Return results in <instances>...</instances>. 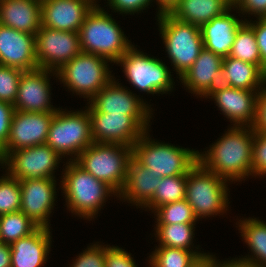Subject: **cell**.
<instances>
[{
    "label": "cell",
    "instance_id": "cell-5",
    "mask_svg": "<svg viewBox=\"0 0 266 267\" xmlns=\"http://www.w3.org/2000/svg\"><path fill=\"white\" fill-rule=\"evenodd\" d=\"M157 21L165 51L180 79L204 48L201 28L180 21L169 12L161 13Z\"/></svg>",
    "mask_w": 266,
    "mask_h": 267
},
{
    "label": "cell",
    "instance_id": "cell-24",
    "mask_svg": "<svg viewBox=\"0 0 266 267\" xmlns=\"http://www.w3.org/2000/svg\"><path fill=\"white\" fill-rule=\"evenodd\" d=\"M161 178L155 177L152 169L141 165L132 156L128 164L126 183L118 198L138 208H144L153 198Z\"/></svg>",
    "mask_w": 266,
    "mask_h": 267
},
{
    "label": "cell",
    "instance_id": "cell-44",
    "mask_svg": "<svg viewBox=\"0 0 266 267\" xmlns=\"http://www.w3.org/2000/svg\"><path fill=\"white\" fill-rule=\"evenodd\" d=\"M252 127L254 132L266 133V81L258 93L256 117Z\"/></svg>",
    "mask_w": 266,
    "mask_h": 267
},
{
    "label": "cell",
    "instance_id": "cell-20",
    "mask_svg": "<svg viewBox=\"0 0 266 267\" xmlns=\"http://www.w3.org/2000/svg\"><path fill=\"white\" fill-rule=\"evenodd\" d=\"M0 65L23 71L37 69L35 34L0 24Z\"/></svg>",
    "mask_w": 266,
    "mask_h": 267
},
{
    "label": "cell",
    "instance_id": "cell-21",
    "mask_svg": "<svg viewBox=\"0 0 266 267\" xmlns=\"http://www.w3.org/2000/svg\"><path fill=\"white\" fill-rule=\"evenodd\" d=\"M223 58L203 48L192 66L179 79L189 93L206 96L222 84Z\"/></svg>",
    "mask_w": 266,
    "mask_h": 267
},
{
    "label": "cell",
    "instance_id": "cell-16",
    "mask_svg": "<svg viewBox=\"0 0 266 267\" xmlns=\"http://www.w3.org/2000/svg\"><path fill=\"white\" fill-rule=\"evenodd\" d=\"M21 207L23 212L38 227L51 228L50 216L56 200L57 181L55 179L19 180Z\"/></svg>",
    "mask_w": 266,
    "mask_h": 267
},
{
    "label": "cell",
    "instance_id": "cell-17",
    "mask_svg": "<svg viewBox=\"0 0 266 267\" xmlns=\"http://www.w3.org/2000/svg\"><path fill=\"white\" fill-rule=\"evenodd\" d=\"M54 114L15 110L3 158L12 151L45 144Z\"/></svg>",
    "mask_w": 266,
    "mask_h": 267
},
{
    "label": "cell",
    "instance_id": "cell-36",
    "mask_svg": "<svg viewBox=\"0 0 266 267\" xmlns=\"http://www.w3.org/2000/svg\"><path fill=\"white\" fill-rule=\"evenodd\" d=\"M23 70L0 65V101L14 105Z\"/></svg>",
    "mask_w": 266,
    "mask_h": 267
},
{
    "label": "cell",
    "instance_id": "cell-4",
    "mask_svg": "<svg viewBox=\"0 0 266 267\" xmlns=\"http://www.w3.org/2000/svg\"><path fill=\"white\" fill-rule=\"evenodd\" d=\"M149 131L132 146V156L155 177L185 175L198 163V150L155 141Z\"/></svg>",
    "mask_w": 266,
    "mask_h": 267
},
{
    "label": "cell",
    "instance_id": "cell-37",
    "mask_svg": "<svg viewBox=\"0 0 266 267\" xmlns=\"http://www.w3.org/2000/svg\"><path fill=\"white\" fill-rule=\"evenodd\" d=\"M69 267H105V245L96 242L88 246Z\"/></svg>",
    "mask_w": 266,
    "mask_h": 267
},
{
    "label": "cell",
    "instance_id": "cell-7",
    "mask_svg": "<svg viewBox=\"0 0 266 267\" xmlns=\"http://www.w3.org/2000/svg\"><path fill=\"white\" fill-rule=\"evenodd\" d=\"M227 182L206 170L199 162L188 172L185 200L198 220L227 213L230 203Z\"/></svg>",
    "mask_w": 266,
    "mask_h": 267
},
{
    "label": "cell",
    "instance_id": "cell-39",
    "mask_svg": "<svg viewBox=\"0 0 266 267\" xmlns=\"http://www.w3.org/2000/svg\"><path fill=\"white\" fill-rule=\"evenodd\" d=\"M105 267H137L131 253L118 246L105 245Z\"/></svg>",
    "mask_w": 266,
    "mask_h": 267
},
{
    "label": "cell",
    "instance_id": "cell-42",
    "mask_svg": "<svg viewBox=\"0 0 266 267\" xmlns=\"http://www.w3.org/2000/svg\"><path fill=\"white\" fill-rule=\"evenodd\" d=\"M11 103L0 101V150L3 151L10 135L11 121L14 114Z\"/></svg>",
    "mask_w": 266,
    "mask_h": 267
},
{
    "label": "cell",
    "instance_id": "cell-48",
    "mask_svg": "<svg viewBox=\"0 0 266 267\" xmlns=\"http://www.w3.org/2000/svg\"><path fill=\"white\" fill-rule=\"evenodd\" d=\"M223 267H253L252 265H248L242 262H239L232 258V260H225V263L223 264Z\"/></svg>",
    "mask_w": 266,
    "mask_h": 267
},
{
    "label": "cell",
    "instance_id": "cell-47",
    "mask_svg": "<svg viewBox=\"0 0 266 267\" xmlns=\"http://www.w3.org/2000/svg\"><path fill=\"white\" fill-rule=\"evenodd\" d=\"M179 2V0H156L158 4L157 17L164 12H170L172 8Z\"/></svg>",
    "mask_w": 266,
    "mask_h": 267
},
{
    "label": "cell",
    "instance_id": "cell-22",
    "mask_svg": "<svg viewBox=\"0 0 266 267\" xmlns=\"http://www.w3.org/2000/svg\"><path fill=\"white\" fill-rule=\"evenodd\" d=\"M231 6L222 15L214 17L201 27L204 48L225 58L229 56L237 30L246 22L232 13ZM231 12V13H230Z\"/></svg>",
    "mask_w": 266,
    "mask_h": 267
},
{
    "label": "cell",
    "instance_id": "cell-35",
    "mask_svg": "<svg viewBox=\"0 0 266 267\" xmlns=\"http://www.w3.org/2000/svg\"><path fill=\"white\" fill-rule=\"evenodd\" d=\"M21 207V188L17 178L7 172L0 177V215L19 211Z\"/></svg>",
    "mask_w": 266,
    "mask_h": 267
},
{
    "label": "cell",
    "instance_id": "cell-18",
    "mask_svg": "<svg viewBox=\"0 0 266 267\" xmlns=\"http://www.w3.org/2000/svg\"><path fill=\"white\" fill-rule=\"evenodd\" d=\"M258 93L259 91L236 89L220 84L206 98L214 100L233 126L252 127L256 117Z\"/></svg>",
    "mask_w": 266,
    "mask_h": 267
},
{
    "label": "cell",
    "instance_id": "cell-3",
    "mask_svg": "<svg viewBox=\"0 0 266 267\" xmlns=\"http://www.w3.org/2000/svg\"><path fill=\"white\" fill-rule=\"evenodd\" d=\"M81 51L116 63L132 46L111 14L99 5L86 16L79 30Z\"/></svg>",
    "mask_w": 266,
    "mask_h": 267
},
{
    "label": "cell",
    "instance_id": "cell-25",
    "mask_svg": "<svg viewBox=\"0 0 266 267\" xmlns=\"http://www.w3.org/2000/svg\"><path fill=\"white\" fill-rule=\"evenodd\" d=\"M0 24L36 35L41 27V0H0Z\"/></svg>",
    "mask_w": 266,
    "mask_h": 267
},
{
    "label": "cell",
    "instance_id": "cell-9",
    "mask_svg": "<svg viewBox=\"0 0 266 267\" xmlns=\"http://www.w3.org/2000/svg\"><path fill=\"white\" fill-rule=\"evenodd\" d=\"M108 62L105 57L81 52L56 72L57 79L72 94L89 101L114 78Z\"/></svg>",
    "mask_w": 266,
    "mask_h": 267
},
{
    "label": "cell",
    "instance_id": "cell-13",
    "mask_svg": "<svg viewBox=\"0 0 266 267\" xmlns=\"http://www.w3.org/2000/svg\"><path fill=\"white\" fill-rule=\"evenodd\" d=\"M35 42L38 68L55 72L82 52L79 32L41 26L36 32Z\"/></svg>",
    "mask_w": 266,
    "mask_h": 267
},
{
    "label": "cell",
    "instance_id": "cell-23",
    "mask_svg": "<svg viewBox=\"0 0 266 267\" xmlns=\"http://www.w3.org/2000/svg\"><path fill=\"white\" fill-rule=\"evenodd\" d=\"M51 229L38 227L30 235L10 245L11 267H42L47 262L52 233Z\"/></svg>",
    "mask_w": 266,
    "mask_h": 267
},
{
    "label": "cell",
    "instance_id": "cell-34",
    "mask_svg": "<svg viewBox=\"0 0 266 267\" xmlns=\"http://www.w3.org/2000/svg\"><path fill=\"white\" fill-rule=\"evenodd\" d=\"M152 213L156 217V224L195 223L198 221L192 207L185 199L162 205Z\"/></svg>",
    "mask_w": 266,
    "mask_h": 267
},
{
    "label": "cell",
    "instance_id": "cell-6",
    "mask_svg": "<svg viewBox=\"0 0 266 267\" xmlns=\"http://www.w3.org/2000/svg\"><path fill=\"white\" fill-rule=\"evenodd\" d=\"M131 158L132 147L130 146L93 142L79 154L75 162L119 194L126 183Z\"/></svg>",
    "mask_w": 266,
    "mask_h": 267
},
{
    "label": "cell",
    "instance_id": "cell-27",
    "mask_svg": "<svg viewBox=\"0 0 266 267\" xmlns=\"http://www.w3.org/2000/svg\"><path fill=\"white\" fill-rule=\"evenodd\" d=\"M232 6V0H179L169 12L176 19L202 27Z\"/></svg>",
    "mask_w": 266,
    "mask_h": 267
},
{
    "label": "cell",
    "instance_id": "cell-49",
    "mask_svg": "<svg viewBox=\"0 0 266 267\" xmlns=\"http://www.w3.org/2000/svg\"><path fill=\"white\" fill-rule=\"evenodd\" d=\"M0 166H2L1 168L4 169V158H3V155H2V151L0 150Z\"/></svg>",
    "mask_w": 266,
    "mask_h": 267
},
{
    "label": "cell",
    "instance_id": "cell-26",
    "mask_svg": "<svg viewBox=\"0 0 266 267\" xmlns=\"http://www.w3.org/2000/svg\"><path fill=\"white\" fill-rule=\"evenodd\" d=\"M266 74L255 64L233 57L223 58L222 84L236 89L260 91Z\"/></svg>",
    "mask_w": 266,
    "mask_h": 267
},
{
    "label": "cell",
    "instance_id": "cell-40",
    "mask_svg": "<svg viewBox=\"0 0 266 267\" xmlns=\"http://www.w3.org/2000/svg\"><path fill=\"white\" fill-rule=\"evenodd\" d=\"M109 5L112 9V12L120 13V14H130L135 15V13H141L146 8H149L148 6L154 1V0H107Z\"/></svg>",
    "mask_w": 266,
    "mask_h": 267
},
{
    "label": "cell",
    "instance_id": "cell-19",
    "mask_svg": "<svg viewBox=\"0 0 266 267\" xmlns=\"http://www.w3.org/2000/svg\"><path fill=\"white\" fill-rule=\"evenodd\" d=\"M94 7L90 0H41V26L79 32Z\"/></svg>",
    "mask_w": 266,
    "mask_h": 267
},
{
    "label": "cell",
    "instance_id": "cell-45",
    "mask_svg": "<svg viewBox=\"0 0 266 267\" xmlns=\"http://www.w3.org/2000/svg\"><path fill=\"white\" fill-rule=\"evenodd\" d=\"M215 255L210 253L199 257L191 267H223L225 261H219Z\"/></svg>",
    "mask_w": 266,
    "mask_h": 267
},
{
    "label": "cell",
    "instance_id": "cell-30",
    "mask_svg": "<svg viewBox=\"0 0 266 267\" xmlns=\"http://www.w3.org/2000/svg\"><path fill=\"white\" fill-rule=\"evenodd\" d=\"M187 183V174L171 176V177H162L159 182L153 198L151 201L144 207L145 210L153 212L156 208L185 199ZM151 209V210H150Z\"/></svg>",
    "mask_w": 266,
    "mask_h": 267
},
{
    "label": "cell",
    "instance_id": "cell-29",
    "mask_svg": "<svg viewBox=\"0 0 266 267\" xmlns=\"http://www.w3.org/2000/svg\"><path fill=\"white\" fill-rule=\"evenodd\" d=\"M196 223H176V224H155V237L159 242V247H173L190 251H198L193 238L195 236ZM192 245V247H191Z\"/></svg>",
    "mask_w": 266,
    "mask_h": 267
},
{
    "label": "cell",
    "instance_id": "cell-50",
    "mask_svg": "<svg viewBox=\"0 0 266 267\" xmlns=\"http://www.w3.org/2000/svg\"><path fill=\"white\" fill-rule=\"evenodd\" d=\"M95 6H99V4H98V1L97 0H90Z\"/></svg>",
    "mask_w": 266,
    "mask_h": 267
},
{
    "label": "cell",
    "instance_id": "cell-33",
    "mask_svg": "<svg viewBox=\"0 0 266 267\" xmlns=\"http://www.w3.org/2000/svg\"><path fill=\"white\" fill-rule=\"evenodd\" d=\"M229 57L253 63L261 69V57L254 30L245 22L238 30Z\"/></svg>",
    "mask_w": 266,
    "mask_h": 267
},
{
    "label": "cell",
    "instance_id": "cell-32",
    "mask_svg": "<svg viewBox=\"0 0 266 267\" xmlns=\"http://www.w3.org/2000/svg\"><path fill=\"white\" fill-rule=\"evenodd\" d=\"M37 228L38 226L20 210L0 215V242L11 245Z\"/></svg>",
    "mask_w": 266,
    "mask_h": 267
},
{
    "label": "cell",
    "instance_id": "cell-2",
    "mask_svg": "<svg viewBox=\"0 0 266 267\" xmlns=\"http://www.w3.org/2000/svg\"><path fill=\"white\" fill-rule=\"evenodd\" d=\"M64 165L59 186L66 197L67 210L73 215L90 221L96 218L110 196L118 197L110 186L96 179L75 161L67 160Z\"/></svg>",
    "mask_w": 266,
    "mask_h": 267
},
{
    "label": "cell",
    "instance_id": "cell-31",
    "mask_svg": "<svg viewBox=\"0 0 266 267\" xmlns=\"http://www.w3.org/2000/svg\"><path fill=\"white\" fill-rule=\"evenodd\" d=\"M207 253L173 247H156L149 256V267H191L194 262Z\"/></svg>",
    "mask_w": 266,
    "mask_h": 267
},
{
    "label": "cell",
    "instance_id": "cell-11",
    "mask_svg": "<svg viewBox=\"0 0 266 267\" xmlns=\"http://www.w3.org/2000/svg\"><path fill=\"white\" fill-rule=\"evenodd\" d=\"M92 138L97 143H118L132 147L149 130L152 116L89 113Z\"/></svg>",
    "mask_w": 266,
    "mask_h": 267
},
{
    "label": "cell",
    "instance_id": "cell-10",
    "mask_svg": "<svg viewBox=\"0 0 266 267\" xmlns=\"http://www.w3.org/2000/svg\"><path fill=\"white\" fill-rule=\"evenodd\" d=\"M121 65L129 84L147 94H168L175 85L169 67L159 58L137 50L134 45L115 63Z\"/></svg>",
    "mask_w": 266,
    "mask_h": 267
},
{
    "label": "cell",
    "instance_id": "cell-12",
    "mask_svg": "<svg viewBox=\"0 0 266 267\" xmlns=\"http://www.w3.org/2000/svg\"><path fill=\"white\" fill-rule=\"evenodd\" d=\"M61 160V156L45 143L10 152L4 158V168L18 180L55 179L54 170Z\"/></svg>",
    "mask_w": 266,
    "mask_h": 267
},
{
    "label": "cell",
    "instance_id": "cell-38",
    "mask_svg": "<svg viewBox=\"0 0 266 267\" xmlns=\"http://www.w3.org/2000/svg\"><path fill=\"white\" fill-rule=\"evenodd\" d=\"M266 176V133L255 132L252 152V177Z\"/></svg>",
    "mask_w": 266,
    "mask_h": 267
},
{
    "label": "cell",
    "instance_id": "cell-46",
    "mask_svg": "<svg viewBox=\"0 0 266 267\" xmlns=\"http://www.w3.org/2000/svg\"><path fill=\"white\" fill-rule=\"evenodd\" d=\"M0 267H11L10 245L2 242H0Z\"/></svg>",
    "mask_w": 266,
    "mask_h": 267
},
{
    "label": "cell",
    "instance_id": "cell-28",
    "mask_svg": "<svg viewBox=\"0 0 266 267\" xmlns=\"http://www.w3.org/2000/svg\"><path fill=\"white\" fill-rule=\"evenodd\" d=\"M236 225L251 255L234 259L253 267H266V222L249 217L240 218Z\"/></svg>",
    "mask_w": 266,
    "mask_h": 267
},
{
    "label": "cell",
    "instance_id": "cell-43",
    "mask_svg": "<svg viewBox=\"0 0 266 267\" xmlns=\"http://www.w3.org/2000/svg\"><path fill=\"white\" fill-rule=\"evenodd\" d=\"M232 6L244 16L253 15L256 18L266 17V0H232Z\"/></svg>",
    "mask_w": 266,
    "mask_h": 267
},
{
    "label": "cell",
    "instance_id": "cell-8",
    "mask_svg": "<svg viewBox=\"0 0 266 267\" xmlns=\"http://www.w3.org/2000/svg\"><path fill=\"white\" fill-rule=\"evenodd\" d=\"M85 109L74 112L59 108L50 124L46 144L61 158L70 156L68 161H75L94 142L90 114Z\"/></svg>",
    "mask_w": 266,
    "mask_h": 267
},
{
    "label": "cell",
    "instance_id": "cell-14",
    "mask_svg": "<svg viewBox=\"0 0 266 267\" xmlns=\"http://www.w3.org/2000/svg\"><path fill=\"white\" fill-rule=\"evenodd\" d=\"M115 77L87 103L88 113L127 114L152 116V105L146 103L132 90L125 88Z\"/></svg>",
    "mask_w": 266,
    "mask_h": 267
},
{
    "label": "cell",
    "instance_id": "cell-1",
    "mask_svg": "<svg viewBox=\"0 0 266 267\" xmlns=\"http://www.w3.org/2000/svg\"><path fill=\"white\" fill-rule=\"evenodd\" d=\"M254 137L253 127L232 125L207 151H198V162L229 182L245 181L252 176Z\"/></svg>",
    "mask_w": 266,
    "mask_h": 267
},
{
    "label": "cell",
    "instance_id": "cell-41",
    "mask_svg": "<svg viewBox=\"0 0 266 267\" xmlns=\"http://www.w3.org/2000/svg\"><path fill=\"white\" fill-rule=\"evenodd\" d=\"M245 21L254 30L261 57V70L266 74V17L255 21L245 18Z\"/></svg>",
    "mask_w": 266,
    "mask_h": 267
},
{
    "label": "cell",
    "instance_id": "cell-15",
    "mask_svg": "<svg viewBox=\"0 0 266 267\" xmlns=\"http://www.w3.org/2000/svg\"><path fill=\"white\" fill-rule=\"evenodd\" d=\"M50 76L57 74L55 71L44 68L23 71L14 103V109L21 112L55 113L59 108L51 105ZM50 77V78H49Z\"/></svg>",
    "mask_w": 266,
    "mask_h": 267
}]
</instances>
